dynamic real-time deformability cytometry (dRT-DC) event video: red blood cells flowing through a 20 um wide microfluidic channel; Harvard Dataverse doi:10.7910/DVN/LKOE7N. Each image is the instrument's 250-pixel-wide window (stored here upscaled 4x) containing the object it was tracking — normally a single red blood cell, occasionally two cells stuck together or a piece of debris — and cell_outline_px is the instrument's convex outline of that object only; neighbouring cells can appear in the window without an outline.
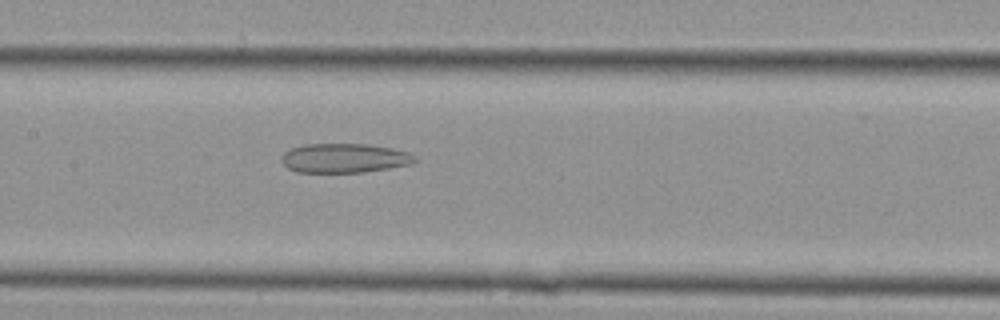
{"species": "Egyptian fruit bat (a non-hibernating species)", "species_latin": "Rousettus aegyptiacus", "temperature_condition": "cold", "stored_images_in_passage": 21, "camera_frame_rate_fps": 3000, "um_per_image_px": 0.085, "animal": {"sex": "female"}, "frame": {"image": 1, "passage_image": 6, "time_ms": 1.667, "image_size_px": [1000, 320], "cell_outline_px": [[420, 160], [412, 164], [388, 168], [360, 172], [296, 172], [288, 168], [280, 160], [280, 156], [284, 152], [292, 148], [304, 144], [368, 144], [392, 148], [408, 152], [416, 156]], "centroid_in_image_um": [29.28, 13.43], "position_along_channel_um": 178.1, "area_um2": 22.89}}
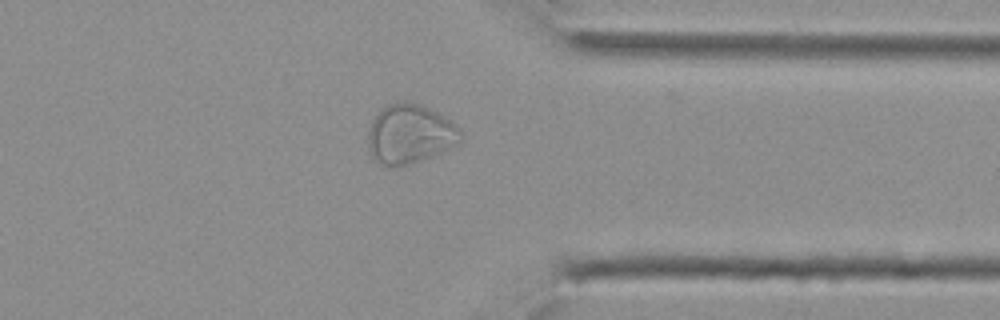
{"frame": {"image": 2, "passage_image": 15, "time_ms": 4.667, "image_size_px": [1000, 320], "cell_outline_px": [[464, 140], [440, 152], [408, 164], [380, 164], [368, 152], [368, 128], [372, 120], [388, 104], [400, 100], [408, 100], [420, 104], [436, 112], [456, 124], [460, 128], [464, 136]], "centroid_in_image_um": [34.85, 11.35], "position_along_channel_um": 376.6, "area_um2": 31.73}}
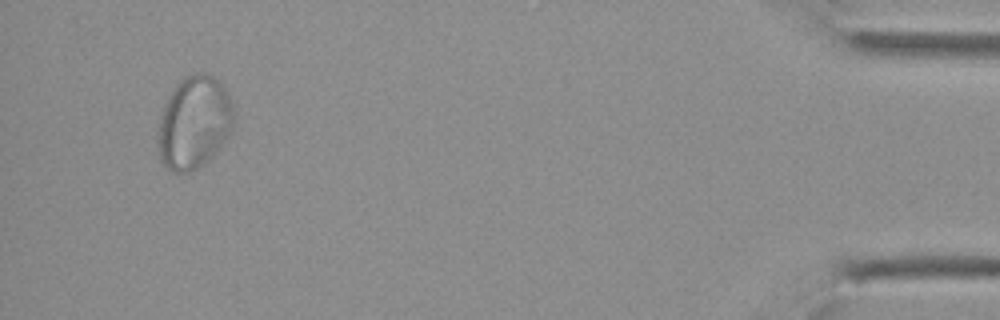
{"frame": {"image": 3, "passage_image": 20, "time_ms": 6.333, "image_size_px": [1000, 320], "cell_outline_px": [[236, 116], [232, 128], [224, 140], [212, 156], [208, 160], [196, 168], [188, 172], [172, 172], [164, 168], [160, 160], [156, 144], [160, 116], [168, 96], [172, 88], [184, 76], [200, 72], [204, 72], [220, 80], [224, 84], [232, 104]], "centroid_in_image_um": [16.48, 10.4], "position_along_channel_um": 418.7, "area_um2": 41.5}}